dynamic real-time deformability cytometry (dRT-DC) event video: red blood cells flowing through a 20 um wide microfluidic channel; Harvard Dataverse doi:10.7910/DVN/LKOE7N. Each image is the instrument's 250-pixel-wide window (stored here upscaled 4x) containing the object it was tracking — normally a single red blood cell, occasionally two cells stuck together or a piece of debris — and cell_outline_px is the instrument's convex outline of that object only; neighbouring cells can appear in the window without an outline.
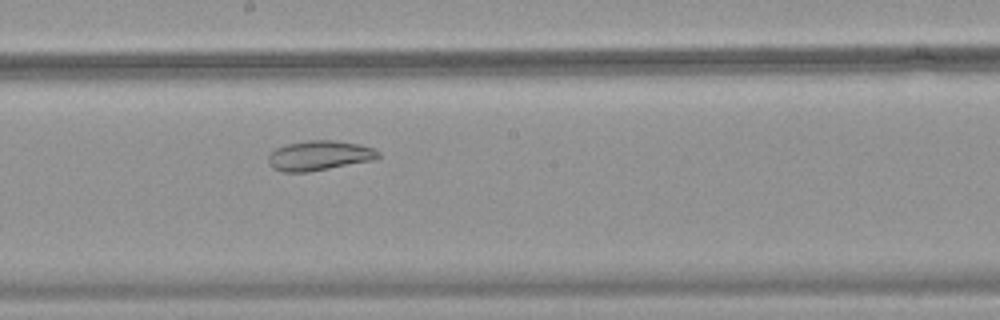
{"species": "common noctule bat (a hibernating species)", "species_latin": "Nyctalus noctula", "temperature_condition": "warm", "stored_images_in_passage": 41, "camera_frame_rate_fps": 3000, "um_per_image_px": 0.085, "animal": {"sex": "female", "body_mass_g": 18.4}, "frame": {"image": 1, "passage_image": 19, "time_ms": 6.0, "image_size_px": [1000, 320], "cell_outline_px": [[380, 156], [372, 160], [308, 172], [280, 172], [272, 168], [268, 164], [268, 156], [276, 148], [288, 144], [308, 140], [332, 140], [360, 144], [372, 148], [380, 152]], "centroid_in_image_um": [27.11, 13.23], "position_along_channel_um": 221.1, "area_um2": 19.02}}
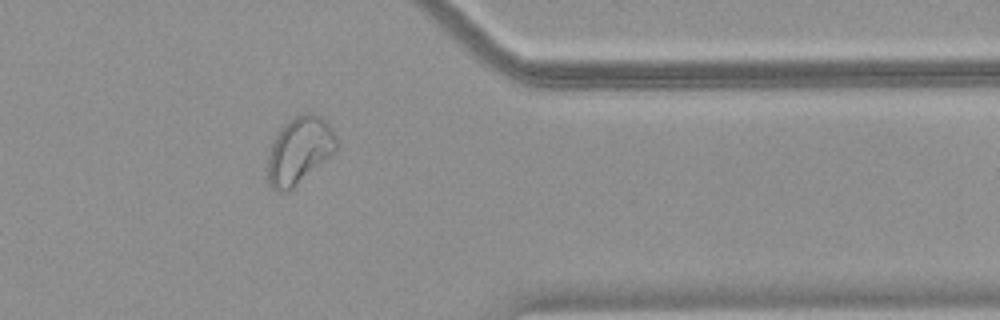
{"frame": {"image": 2, "passage_image": 32, "time_ms": 10.333, "image_size_px": [1000, 320], "cell_outline_px": [[336, 148], [332, 156], [292, 188], [284, 192], [276, 192], [268, 184], [268, 152], [280, 128], [284, 124], [296, 116], [304, 112], [312, 112], [320, 116], [332, 128], [336, 136]], "centroid_in_image_um": [25.44, 12.79], "position_along_channel_um": 386.0, "area_um2": 26.82}}
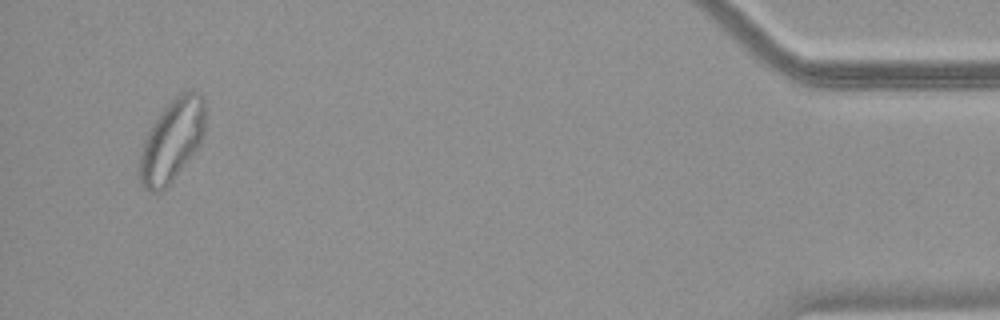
{"frame": {"image": 3, "passage_image": 39, "time_ms": 12.667, "image_size_px": [1000, 320], "cell_outline_px": [[204, 136], [196, 148], [172, 180], [160, 192], [148, 192], [140, 184], [140, 152], [144, 140], [152, 124], [160, 112], [180, 92], [192, 88], [200, 92], [204, 100]], "centroid_in_image_um": [14.61, 11.9], "position_along_channel_um": 420.6, "area_um2": 31.1}}